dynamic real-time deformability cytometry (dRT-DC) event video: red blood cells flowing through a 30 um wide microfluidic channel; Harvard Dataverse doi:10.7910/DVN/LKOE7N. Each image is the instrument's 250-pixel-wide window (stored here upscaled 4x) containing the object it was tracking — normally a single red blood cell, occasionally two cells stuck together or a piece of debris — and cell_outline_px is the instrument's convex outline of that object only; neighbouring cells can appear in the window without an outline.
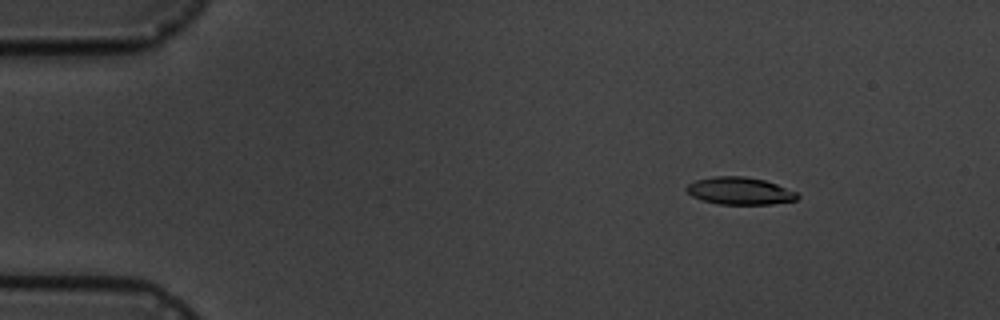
{"species": "common noctule bat (a hibernating species)", "species_latin": "Nyctalus noctula", "temperature_condition": "cold", "stored_images_in_passage": 11, "camera_frame_rate_fps": 3000, "um_per_image_px": 0.085, "animal": {"sex": "male", "body_mass_g": 19.5, "forearm_length_mm": 54.6}, "frame": {"image": 1, "passage_image": 2, "time_ms": 2.0, "image_size_px": [1000, 320], "cell_outline_px": [[800, 196], [796, 200], [772, 204], [720, 204], [700, 200], [692, 196], [684, 188], [688, 184], [696, 180], [716, 176], [744, 176], [764, 180], [776, 184], [796, 192]], "centroid_in_image_um": [62.86, 16.23], "position_along_channel_um": 22.1, "area_um2": 17.63}}
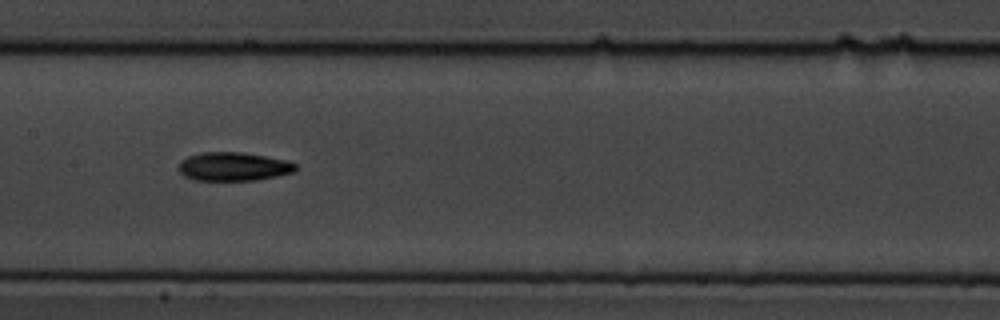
{"frame": {"image": 2, "passage_image": 8, "time_ms": 9.0, "image_size_px": [1000, 320], "cell_outline_px": [[296, 168], [292, 172], [276, 176], [256, 180], [196, 180], [184, 176], [180, 172], [180, 160], [188, 156], [204, 152], [244, 152], [284, 160], [296, 164]], "centroid_in_image_um": [19.82, 14.15], "position_along_channel_um": 187.6, "area_um2": 19.25}}
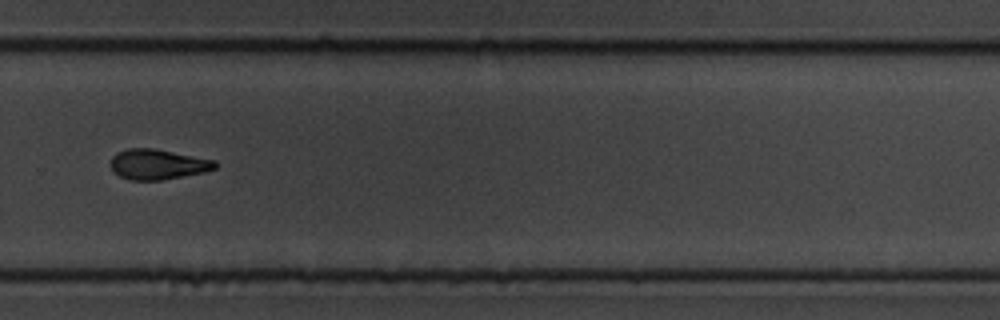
{"frame": {"image": 3, "passage_image": 11, "time_ms": 12.667, "image_size_px": [1000, 320], "cell_outline_px": [[216, 168], [204, 172], [160, 180], [132, 180], [120, 176], [112, 172], [108, 164], [112, 156], [116, 152], [128, 148], [152, 148], [216, 160]], "centroid_in_image_um": [13.34, 13.96], "position_along_channel_um": 316.5, "area_um2": 18.5}}